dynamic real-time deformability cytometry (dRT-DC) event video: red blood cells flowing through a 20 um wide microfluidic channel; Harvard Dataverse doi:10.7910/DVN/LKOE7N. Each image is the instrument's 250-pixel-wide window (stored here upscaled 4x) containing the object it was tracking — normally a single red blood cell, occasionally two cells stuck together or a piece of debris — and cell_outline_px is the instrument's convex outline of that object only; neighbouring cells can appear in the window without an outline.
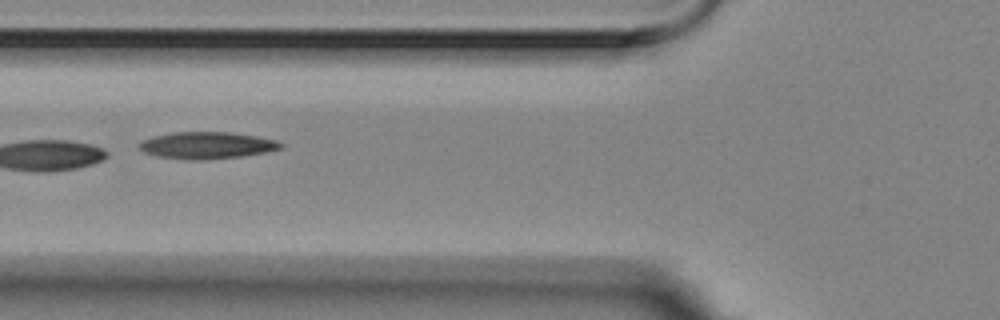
{"species": "Egyptian fruit bat (a non-hibernating species)", "species_latin": "Rousettus aegyptiacus", "temperature_condition": "room temperature", "stored_images_in_passage": 13, "camera_frame_rate_fps": 3000, "um_per_image_px": 0.085, "animal": {"sex": "female"}, "frame": {"image": 1, "passage_image": 4, "time_ms": 1.0, "image_size_px": [1000, 320], "cell_outline_px": [[284, 148], [264, 152], [240, 156], [204, 160], [192, 160], [156, 156], [144, 152], [136, 144], [140, 140], [152, 136], [172, 132], [232, 132], [256, 136], [276, 140], [284, 144]], "centroid_in_image_um": [17.55, 12.34], "position_along_channel_um": 108.3, "area_um2": 22.31}}
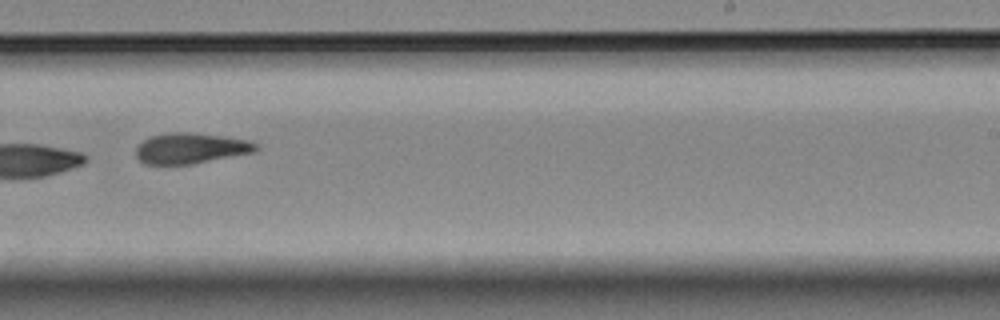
{"frame": {"image": 2, "passage_image": 8, "time_ms": 2.333, "image_size_px": [1000, 320], "cell_outline_px": [[260, 148], [252, 152], [192, 164], [144, 164], [136, 156], [136, 148], [144, 140], [152, 136], [164, 132], [188, 132], [224, 136], [248, 140], [256, 144]], "centroid_in_image_um": [16.19, 12.59], "position_along_channel_um": 272.8, "area_um2": 21.27}}
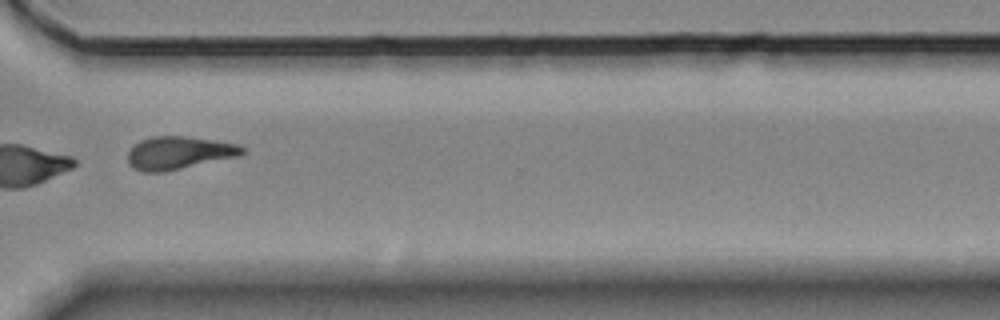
{"frame": {"image": 3, "passage_image": 10, "time_ms": 3.0, "image_size_px": [1000, 320], "cell_outline_px": [[248, 152], [240, 156], [164, 172], [144, 172], [132, 168], [128, 164], [128, 152], [140, 140], [152, 136], [188, 136], [216, 140], [236, 144], [248, 148]], "centroid_in_image_um": [15.26, 12.99], "position_along_channel_um": 355.3, "area_um2": 22.25}}